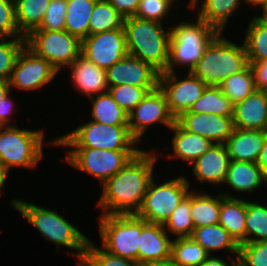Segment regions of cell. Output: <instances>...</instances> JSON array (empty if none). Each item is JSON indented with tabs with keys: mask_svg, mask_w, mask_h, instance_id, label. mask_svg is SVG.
<instances>
[{
	"mask_svg": "<svg viewBox=\"0 0 267 266\" xmlns=\"http://www.w3.org/2000/svg\"><path fill=\"white\" fill-rule=\"evenodd\" d=\"M193 190V191H192ZM191 190V218L194 229L212 224H219L220 192L212 196L205 190ZM209 193V194H208Z\"/></svg>",
	"mask_w": 267,
	"mask_h": 266,
	"instance_id": "obj_28",
	"label": "cell"
},
{
	"mask_svg": "<svg viewBox=\"0 0 267 266\" xmlns=\"http://www.w3.org/2000/svg\"><path fill=\"white\" fill-rule=\"evenodd\" d=\"M242 0H198L190 12L197 10V17L224 33L228 20L237 15L242 7Z\"/></svg>",
	"mask_w": 267,
	"mask_h": 266,
	"instance_id": "obj_26",
	"label": "cell"
},
{
	"mask_svg": "<svg viewBox=\"0 0 267 266\" xmlns=\"http://www.w3.org/2000/svg\"><path fill=\"white\" fill-rule=\"evenodd\" d=\"M44 130L19 128L17 123L0 126V162L9 173L12 168H37L45 157L43 146H56L54 137L45 141Z\"/></svg>",
	"mask_w": 267,
	"mask_h": 266,
	"instance_id": "obj_5",
	"label": "cell"
},
{
	"mask_svg": "<svg viewBox=\"0 0 267 266\" xmlns=\"http://www.w3.org/2000/svg\"><path fill=\"white\" fill-rule=\"evenodd\" d=\"M123 26L128 54L164 72L169 60L170 28L135 16L125 18Z\"/></svg>",
	"mask_w": 267,
	"mask_h": 266,
	"instance_id": "obj_4",
	"label": "cell"
},
{
	"mask_svg": "<svg viewBox=\"0 0 267 266\" xmlns=\"http://www.w3.org/2000/svg\"><path fill=\"white\" fill-rule=\"evenodd\" d=\"M228 256V261L219 256L210 255L200 266H237L238 257Z\"/></svg>",
	"mask_w": 267,
	"mask_h": 266,
	"instance_id": "obj_49",
	"label": "cell"
},
{
	"mask_svg": "<svg viewBox=\"0 0 267 266\" xmlns=\"http://www.w3.org/2000/svg\"><path fill=\"white\" fill-rule=\"evenodd\" d=\"M81 266H142L137 261L108 253L89 239Z\"/></svg>",
	"mask_w": 267,
	"mask_h": 266,
	"instance_id": "obj_39",
	"label": "cell"
},
{
	"mask_svg": "<svg viewBox=\"0 0 267 266\" xmlns=\"http://www.w3.org/2000/svg\"><path fill=\"white\" fill-rule=\"evenodd\" d=\"M176 3L175 0H140L135 17L166 24V18L172 19L168 15L174 16L172 11L175 12L173 8H176Z\"/></svg>",
	"mask_w": 267,
	"mask_h": 266,
	"instance_id": "obj_41",
	"label": "cell"
},
{
	"mask_svg": "<svg viewBox=\"0 0 267 266\" xmlns=\"http://www.w3.org/2000/svg\"><path fill=\"white\" fill-rule=\"evenodd\" d=\"M16 22L20 32L26 37L37 29L51 0H14Z\"/></svg>",
	"mask_w": 267,
	"mask_h": 266,
	"instance_id": "obj_32",
	"label": "cell"
},
{
	"mask_svg": "<svg viewBox=\"0 0 267 266\" xmlns=\"http://www.w3.org/2000/svg\"><path fill=\"white\" fill-rule=\"evenodd\" d=\"M234 104L221 92L219 86H206L202 96L188 111L221 116H233Z\"/></svg>",
	"mask_w": 267,
	"mask_h": 266,
	"instance_id": "obj_33",
	"label": "cell"
},
{
	"mask_svg": "<svg viewBox=\"0 0 267 266\" xmlns=\"http://www.w3.org/2000/svg\"><path fill=\"white\" fill-rule=\"evenodd\" d=\"M68 68L71 86L88 99L108 91L105 69L98 67L82 54Z\"/></svg>",
	"mask_w": 267,
	"mask_h": 266,
	"instance_id": "obj_19",
	"label": "cell"
},
{
	"mask_svg": "<svg viewBox=\"0 0 267 266\" xmlns=\"http://www.w3.org/2000/svg\"><path fill=\"white\" fill-rule=\"evenodd\" d=\"M223 192L220 191L219 224L229 232L238 244L246 243L247 200L233 196V192Z\"/></svg>",
	"mask_w": 267,
	"mask_h": 266,
	"instance_id": "obj_23",
	"label": "cell"
},
{
	"mask_svg": "<svg viewBox=\"0 0 267 266\" xmlns=\"http://www.w3.org/2000/svg\"><path fill=\"white\" fill-rule=\"evenodd\" d=\"M67 0H51L40 26L35 30H65Z\"/></svg>",
	"mask_w": 267,
	"mask_h": 266,
	"instance_id": "obj_44",
	"label": "cell"
},
{
	"mask_svg": "<svg viewBox=\"0 0 267 266\" xmlns=\"http://www.w3.org/2000/svg\"><path fill=\"white\" fill-rule=\"evenodd\" d=\"M243 43L249 63L267 61V22L252 16L248 20Z\"/></svg>",
	"mask_w": 267,
	"mask_h": 266,
	"instance_id": "obj_31",
	"label": "cell"
},
{
	"mask_svg": "<svg viewBox=\"0 0 267 266\" xmlns=\"http://www.w3.org/2000/svg\"><path fill=\"white\" fill-rule=\"evenodd\" d=\"M184 175L160 181L161 183H157L153 177L136 215L147 222L164 225L174 209L192 190L190 180Z\"/></svg>",
	"mask_w": 267,
	"mask_h": 266,
	"instance_id": "obj_8",
	"label": "cell"
},
{
	"mask_svg": "<svg viewBox=\"0 0 267 266\" xmlns=\"http://www.w3.org/2000/svg\"><path fill=\"white\" fill-rule=\"evenodd\" d=\"M265 137L263 131L235 128L224 143L230 160L256 163Z\"/></svg>",
	"mask_w": 267,
	"mask_h": 266,
	"instance_id": "obj_25",
	"label": "cell"
},
{
	"mask_svg": "<svg viewBox=\"0 0 267 266\" xmlns=\"http://www.w3.org/2000/svg\"><path fill=\"white\" fill-rule=\"evenodd\" d=\"M186 73L181 75L182 78L177 72H162L159 76V87L165 93L169 112L175 118L188 111L207 86L191 72Z\"/></svg>",
	"mask_w": 267,
	"mask_h": 266,
	"instance_id": "obj_14",
	"label": "cell"
},
{
	"mask_svg": "<svg viewBox=\"0 0 267 266\" xmlns=\"http://www.w3.org/2000/svg\"><path fill=\"white\" fill-rule=\"evenodd\" d=\"M219 88L233 104L248 97L256 89L254 72L250 64L244 70L227 77Z\"/></svg>",
	"mask_w": 267,
	"mask_h": 266,
	"instance_id": "obj_37",
	"label": "cell"
},
{
	"mask_svg": "<svg viewBox=\"0 0 267 266\" xmlns=\"http://www.w3.org/2000/svg\"><path fill=\"white\" fill-rule=\"evenodd\" d=\"M97 0H67L65 31L80 40L89 35V21Z\"/></svg>",
	"mask_w": 267,
	"mask_h": 266,
	"instance_id": "obj_30",
	"label": "cell"
},
{
	"mask_svg": "<svg viewBox=\"0 0 267 266\" xmlns=\"http://www.w3.org/2000/svg\"><path fill=\"white\" fill-rule=\"evenodd\" d=\"M10 91L9 80L0 79V101Z\"/></svg>",
	"mask_w": 267,
	"mask_h": 266,
	"instance_id": "obj_53",
	"label": "cell"
},
{
	"mask_svg": "<svg viewBox=\"0 0 267 266\" xmlns=\"http://www.w3.org/2000/svg\"><path fill=\"white\" fill-rule=\"evenodd\" d=\"M267 119V92L255 89L244 100L234 104V128L262 131Z\"/></svg>",
	"mask_w": 267,
	"mask_h": 266,
	"instance_id": "obj_21",
	"label": "cell"
},
{
	"mask_svg": "<svg viewBox=\"0 0 267 266\" xmlns=\"http://www.w3.org/2000/svg\"><path fill=\"white\" fill-rule=\"evenodd\" d=\"M98 221L101 248L138 262L141 218L136 214L99 215Z\"/></svg>",
	"mask_w": 267,
	"mask_h": 266,
	"instance_id": "obj_9",
	"label": "cell"
},
{
	"mask_svg": "<svg viewBox=\"0 0 267 266\" xmlns=\"http://www.w3.org/2000/svg\"><path fill=\"white\" fill-rule=\"evenodd\" d=\"M68 149V150H67ZM66 164L80 172L95 177L104 184L120 171L140 151H115L98 148H67Z\"/></svg>",
	"mask_w": 267,
	"mask_h": 266,
	"instance_id": "obj_10",
	"label": "cell"
},
{
	"mask_svg": "<svg viewBox=\"0 0 267 266\" xmlns=\"http://www.w3.org/2000/svg\"><path fill=\"white\" fill-rule=\"evenodd\" d=\"M263 0H242L243 4H247L250 9L259 8ZM251 4V5H250Z\"/></svg>",
	"mask_w": 267,
	"mask_h": 266,
	"instance_id": "obj_55",
	"label": "cell"
},
{
	"mask_svg": "<svg viewBox=\"0 0 267 266\" xmlns=\"http://www.w3.org/2000/svg\"><path fill=\"white\" fill-rule=\"evenodd\" d=\"M124 17L108 0H97L89 21V35L123 27Z\"/></svg>",
	"mask_w": 267,
	"mask_h": 266,
	"instance_id": "obj_36",
	"label": "cell"
},
{
	"mask_svg": "<svg viewBox=\"0 0 267 266\" xmlns=\"http://www.w3.org/2000/svg\"><path fill=\"white\" fill-rule=\"evenodd\" d=\"M249 64L254 72L256 89L267 92V61Z\"/></svg>",
	"mask_w": 267,
	"mask_h": 266,
	"instance_id": "obj_48",
	"label": "cell"
},
{
	"mask_svg": "<svg viewBox=\"0 0 267 266\" xmlns=\"http://www.w3.org/2000/svg\"><path fill=\"white\" fill-rule=\"evenodd\" d=\"M161 154L153 147L150 151L142 149L102 184V194L95 204L102 211L100 215L136 214L142 205L149 182L156 177L154 172Z\"/></svg>",
	"mask_w": 267,
	"mask_h": 266,
	"instance_id": "obj_1",
	"label": "cell"
},
{
	"mask_svg": "<svg viewBox=\"0 0 267 266\" xmlns=\"http://www.w3.org/2000/svg\"><path fill=\"white\" fill-rule=\"evenodd\" d=\"M10 204L31 226L39 231L45 240L56 245L58 253L61 251V247L67 248L70 250L67 251L68 254L70 253L72 257L76 258L77 265L83 262L90 238L75 227L63 214H60L56 209L35 205L20 198L10 200Z\"/></svg>",
	"mask_w": 267,
	"mask_h": 266,
	"instance_id": "obj_2",
	"label": "cell"
},
{
	"mask_svg": "<svg viewBox=\"0 0 267 266\" xmlns=\"http://www.w3.org/2000/svg\"><path fill=\"white\" fill-rule=\"evenodd\" d=\"M81 54L105 70L122 60L128 54L124 26L88 35L81 40Z\"/></svg>",
	"mask_w": 267,
	"mask_h": 266,
	"instance_id": "obj_15",
	"label": "cell"
},
{
	"mask_svg": "<svg viewBox=\"0 0 267 266\" xmlns=\"http://www.w3.org/2000/svg\"><path fill=\"white\" fill-rule=\"evenodd\" d=\"M25 45L59 72L68 69L81 54V40L65 30H33L25 37Z\"/></svg>",
	"mask_w": 267,
	"mask_h": 266,
	"instance_id": "obj_11",
	"label": "cell"
},
{
	"mask_svg": "<svg viewBox=\"0 0 267 266\" xmlns=\"http://www.w3.org/2000/svg\"><path fill=\"white\" fill-rule=\"evenodd\" d=\"M171 132L174 135L173 137L171 136L170 141V150L173 153L170 154L167 152L164 155L165 157L167 156L168 160H172V158L178 159L191 165L214 145L212 141L205 137L184 130L176 121L170 128Z\"/></svg>",
	"mask_w": 267,
	"mask_h": 266,
	"instance_id": "obj_22",
	"label": "cell"
},
{
	"mask_svg": "<svg viewBox=\"0 0 267 266\" xmlns=\"http://www.w3.org/2000/svg\"><path fill=\"white\" fill-rule=\"evenodd\" d=\"M176 2H178L177 0H175ZM198 0H189L188 4H187V8L189 9L188 11H190L192 9V7L196 4Z\"/></svg>",
	"mask_w": 267,
	"mask_h": 266,
	"instance_id": "obj_56",
	"label": "cell"
},
{
	"mask_svg": "<svg viewBox=\"0 0 267 266\" xmlns=\"http://www.w3.org/2000/svg\"><path fill=\"white\" fill-rule=\"evenodd\" d=\"M175 121L186 131L198 134L214 144H224L234 131L233 116L182 112Z\"/></svg>",
	"mask_w": 267,
	"mask_h": 266,
	"instance_id": "obj_17",
	"label": "cell"
},
{
	"mask_svg": "<svg viewBox=\"0 0 267 266\" xmlns=\"http://www.w3.org/2000/svg\"><path fill=\"white\" fill-rule=\"evenodd\" d=\"M191 237L200 244L210 255L216 251L226 250L239 256V244L220 224H212L200 228H195Z\"/></svg>",
	"mask_w": 267,
	"mask_h": 266,
	"instance_id": "obj_27",
	"label": "cell"
},
{
	"mask_svg": "<svg viewBox=\"0 0 267 266\" xmlns=\"http://www.w3.org/2000/svg\"><path fill=\"white\" fill-rule=\"evenodd\" d=\"M161 124L168 130L174 125L175 117L169 112L165 93L158 87L148 92L142 101L128 114V127L131 135L142 142L151 126ZM146 132V133H145Z\"/></svg>",
	"mask_w": 267,
	"mask_h": 266,
	"instance_id": "obj_13",
	"label": "cell"
},
{
	"mask_svg": "<svg viewBox=\"0 0 267 266\" xmlns=\"http://www.w3.org/2000/svg\"><path fill=\"white\" fill-rule=\"evenodd\" d=\"M9 175H10L9 172L5 169V167L0 162V196L5 194L4 193L5 189H3V188H5V185L7 184L6 180H8Z\"/></svg>",
	"mask_w": 267,
	"mask_h": 266,
	"instance_id": "obj_52",
	"label": "cell"
},
{
	"mask_svg": "<svg viewBox=\"0 0 267 266\" xmlns=\"http://www.w3.org/2000/svg\"><path fill=\"white\" fill-rule=\"evenodd\" d=\"M259 201L247 199L246 243L267 241V202Z\"/></svg>",
	"mask_w": 267,
	"mask_h": 266,
	"instance_id": "obj_34",
	"label": "cell"
},
{
	"mask_svg": "<svg viewBox=\"0 0 267 266\" xmlns=\"http://www.w3.org/2000/svg\"><path fill=\"white\" fill-rule=\"evenodd\" d=\"M90 120L106 125L128 126V114L116 103L109 91L89 98Z\"/></svg>",
	"mask_w": 267,
	"mask_h": 266,
	"instance_id": "obj_29",
	"label": "cell"
},
{
	"mask_svg": "<svg viewBox=\"0 0 267 266\" xmlns=\"http://www.w3.org/2000/svg\"><path fill=\"white\" fill-rule=\"evenodd\" d=\"M142 266H178L172 259V257H168L165 259L150 261L142 264Z\"/></svg>",
	"mask_w": 267,
	"mask_h": 266,
	"instance_id": "obj_51",
	"label": "cell"
},
{
	"mask_svg": "<svg viewBox=\"0 0 267 266\" xmlns=\"http://www.w3.org/2000/svg\"><path fill=\"white\" fill-rule=\"evenodd\" d=\"M158 87H136L129 84L117 85L108 88L116 103L129 114L146 96L148 92Z\"/></svg>",
	"mask_w": 267,
	"mask_h": 266,
	"instance_id": "obj_40",
	"label": "cell"
},
{
	"mask_svg": "<svg viewBox=\"0 0 267 266\" xmlns=\"http://www.w3.org/2000/svg\"><path fill=\"white\" fill-rule=\"evenodd\" d=\"M58 74L59 71L51 63L24 45L9 78L10 90L37 92L54 82Z\"/></svg>",
	"mask_w": 267,
	"mask_h": 266,
	"instance_id": "obj_12",
	"label": "cell"
},
{
	"mask_svg": "<svg viewBox=\"0 0 267 266\" xmlns=\"http://www.w3.org/2000/svg\"><path fill=\"white\" fill-rule=\"evenodd\" d=\"M191 212V191L174 209L169 219L163 225L169 236L175 238L191 237L194 231Z\"/></svg>",
	"mask_w": 267,
	"mask_h": 266,
	"instance_id": "obj_38",
	"label": "cell"
},
{
	"mask_svg": "<svg viewBox=\"0 0 267 266\" xmlns=\"http://www.w3.org/2000/svg\"><path fill=\"white\" fill-rule=\"evenodd\" d=\"M249 65L245 45L232 42L220 32L207 46L191 73L207 86H219L227 77Z\"/></svg>",
	"mask_w": 267,
	"mask_h": 266,
	"instance_id": "obj_6",
	"label": "cell"
},
{
	"mask_svg": "<svg viewBox=\"0 0 267 266\" xmlns=\"http://www.w3.org/2000/svg\"><path fill=\"white\" fill-rule=\"evenodd\" d=\"M109 3L124 17L136 15L140 0H108Z\"/></svg>",
	"mask_w": 267,
	"mask_h": 266,
	"instance_id": "obj_47",
	"label": "cell"
},
{
	"mask_svg": "<svg viewBox=\"0 0 267 266\" xmlns=\"http://www.w3.org/2000/svg\"><path fill=\"white\" fill-rule=\"evenodd\" d=\"M0 37L25 38L16 22L14 0H0Z\"/></svg>",
	"mask_w": 267,
	"mask_h": 266,
	"instance_id": "obj_45",
	"label": "cell"
},
{
	"mask_svg": "<svg viewBox=\"0 0 267 266\" xmlns=\"http://www.w3.org/2000/svg\"><path fill=\"white\" fill-rule=\"evenodd\" d=\"M230 158L225 144H214L201 157L196 159L192 166V174L203 185L224 187Z\"/></svg>",
	"mask_w": 267,
	"mask_h": 266,
	"instance_id": "obj_18",
	"label": "cell"
},
{
	"mask_svg": "<svg viewBox=\"0 0 267 266\" xmlns=\"http://www.w3.org/2000/svg\"><path fill=\"white\" fill-rule=\"evenodd\" d=\"M237 266H267V241L239 244Z\"/></svg>",
	"mask_w": 267,
	"mask_h": 266,
	"instance_id": "obj_43",
	"label": "cell"
},
{
	"mask_svg": "<svg viewBox=\"0 0 267 266\" xmlns=\"http://www.w3.org/2000/svg\"><path fill=\"white\" fill-rule=\"evenodd\" d=\"M105 71L108 88L123 84L136 87H159L160 72L152 65L129 54Z\"/></svg>",
	"mask_w": 267,
	"mask_h": 266,
	"instance_id": "obj_16",
	"label": "cell"
},
{
	"mask_svg": "<svg viewBox=\"0 0 267 266\" xmlns=\"http://www.w3.org/2000/svg\"><path fill=\"white\" fill-rule=\"evenodd\" d=\"M224 184L230 187L236 194L249 193L250 195L267 184V177L263 174L257 163L230 161Z\"/></svg>",
	"mask_w": 267,
	"mask_h": 266,
	"instance_id": "obj_24",
	"label": "cell"
},
{
	"mask_svg": "<svg viewBox=\"0 0 267 266\" xmlns=\"http://www.w3.org/2000/svg\"><path fill=\"white\" fill-rule=\"evenodd\" d=\"M172 240L163 225L147 222L141 218L138 262L144 264L170 257Z\"/></svg>",
	"mask_w": 267,
	"mask_h": 266,
	"instance_id": "obj_20",
	"label": "cell"
},
{
	"mask_svg": "<svg viewBox=\"0 0 267 266\" xmlns=\"http://www.w3.org/2000/svg\"><path fill=\"white\" fill-rule=\"evenodd\" d=\"M262 131H263L264 135L267 137V119H266L265 127Z\"/></svg>",
	"mask_w": 267,
	"mask_h": 266,
	"instance_id": "obj_57",
	"label": "cell"
},
{
	"mask_svg": "<svg viewBox=\"0 0 267 266\" xmlns=\"http://www.w3.org/2000/svg\"><path fill=\"white\" fill-rule=\"evenodd\" d=\"M25 38L0 37V79L9 80Z\"/></svg>",
	"mask_w": 267,
	"mask_h": 266,
	"instance_id": "obj_42",
	"label": "cell"
},
{
	"mask_svg": "<svg viewBox=\"0 0 267 266\" xmlns=\"http://www.w3.org/2000/svg\"><path fill=\"white\" fill-rule=\"evenodd\" d=\"M178 20L170 28L169 60L164 72H176L178 68L191 72L209 45L220 33L196 16V21Z\"/></svg>",
	"mask_w": 267,
	"mask_h": 266,
	"instance_id": "obj_3",
	"label": "cell"
},
{
	"mask_svg": "<svg viewBox=\"0 0 267 266\" xmlns=\"http://www.w3.org/2000/svg\"><path fill=\"white\" fill-rule=\"evenodd\" d=\"M261 8H258L261 15H256L255 17H257L258 19L267 22V0H263L261 5ZM261 9V10H260Z\"/></svg>",
	"mask_w": 267,
	"mask_h": 266,
	"instance_id": "obj_54",
	"label": "cell"
},
{
	"mask_svg": "<svg viewBox=\"0 0 267 266\" xmlns=\"http://www.w3.org/2000/svg\"><path fill=\"white\" fill-rule=\"evenodd\" d=\"M209 256L192 237L172 240L171 257L178 266H200Z\"/></svg>",
	"mask_w": 267,
	"mask_h": 266,
	"instance_id": "obj_35",
	"label": "cell"
},
{
	"mask_svg": "<svg viewBox=\"0 0 267 266\" xmlns=\"http://www.w3.org/2000/svg\"><path fill=\"white\" fill-rule=\"evenodd\" d=\"M256 163L262 170L263 174L267 177V137H265L263 147Z\"/></svg>",
	"mask_w": 267,
	"mask_h": 266,
	"instance_id": "obj_50",
	"label": "cell"
},
{
	"mask_svg": "<svg viewBox=\"0 0 267 266\" xmlns=\"http://www.w3.org/2000/svg\"><path fill=\"white\" fill-rule=\"evenodd\" d=\"M140 143L128 126L106 125L89 120L72 131L56 137V147L98 148L115 151H141Z\"/></svg>",
	"mask_w": 267,
	"mask_h": 266,
	"instance_id": "obj_7",
	"label": "cell"
},
{
	"mask_svg": "<svg viewBox=\"0 0 267 266\" xmlns=\"http://www.w3.org/2000/svg\"><path fill=\"white\" fill-rule=\"evenodd\" d=\"M11 95L13 94L10 91L0 101V126L13 125L14 122H17L14 121L15 117H13L16 111V101H13Z\"/></svg>",
	"mask_w": 267,
	"mask_h": 266,
	"instance_id": "obj_46",
	"label": "cell"
}]
</instances>
